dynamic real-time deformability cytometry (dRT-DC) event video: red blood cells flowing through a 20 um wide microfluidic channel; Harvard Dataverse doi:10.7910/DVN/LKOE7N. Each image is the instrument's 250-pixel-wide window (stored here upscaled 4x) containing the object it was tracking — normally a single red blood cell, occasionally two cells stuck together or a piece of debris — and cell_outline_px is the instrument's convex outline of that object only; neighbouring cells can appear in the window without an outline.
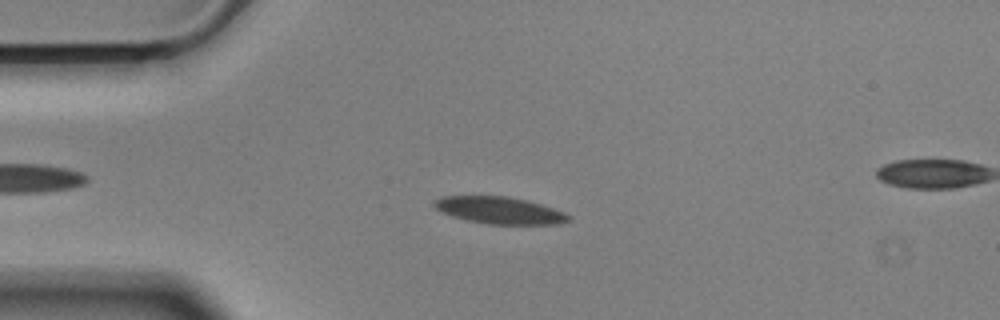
{"species": "Egyptian fruit bat (a non-hibernating species)", "species_latin": "Rousettus aegyptiacus", "temperature_condition": "cold", "stored_images_in_passage": 47, "camera_frame_rate_fps": 3000, "um_per_image_px": 0.085, "animal": {"sex": "male"}, "frame": {"image": 1, "passage_image": 3, "time_ms": 0.667, "image_size_px": [1000, 320], "cell_outline_px": [[572, 220], [560, 224], [488, 224], [468, 220], [452, 216], [436, 208], [432, 204], [432, 200], [440, 196], [508, 196], [540, 204], [564, 212], [572, 216]], "centroid_in_image_um": [42.47, 17.88], "position_along_channel_um": 42.5, "area_um2": 21.1}}
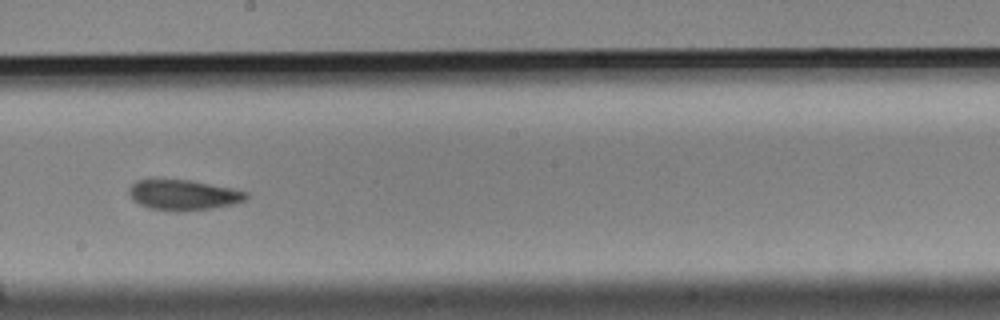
{"frame": {"image": 2, "passage_image": 21, "time_ms": 6.667, "image_size_px": [1000, 320], "cell_outline_px": [[248, 196], [244, 200], [232, 204], [184, 212], [148, 208], [132, 200], [128, 192], [128, 188], [136, 180], [192, 180], [232, 188], [248, 192]], "centroid_in_image_um": [15.56, 16.57], "position_along_channel_um": 232.6, "area_um2": 20.63}}
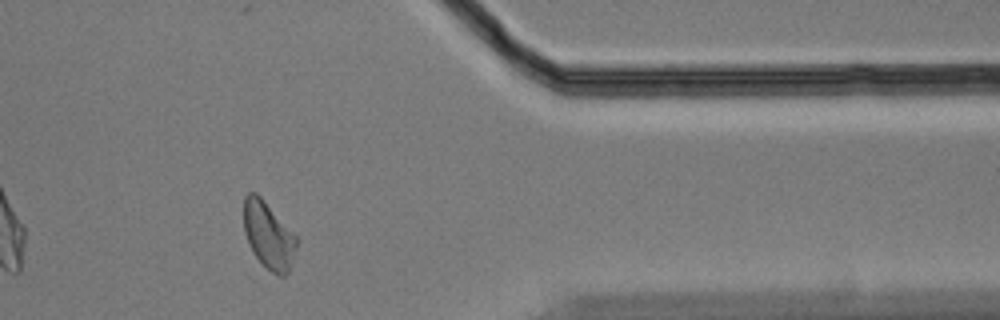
{"frame": {"image": 3, "passage_image": 36, "time_ms": 11.667, "image_size_px": [1000, 320], "cell_outline_px": [[300, 240], [288, 272], [284, 276], [276, 276], [252, 252], [248, 244], [244, 232], [244, 196], [248, 192], [256, 192], [260, 196]], "centroid_in_image_um": [22.83, 20.0], "position_along_channel_um": 388.6, "area_um2": 20.58}, "authors_computed_cell_mechanics": {"area_um2": 21.097, "velocity_mm_per_s": 3.5046, "shape_relaxation_time_tau1_ms": 9.3878, "shape_relaxation_time_tau2_ms": 3.0109, "deformation_change_tau1": 0.1814, "deformation_change_tau2": 0.0746}}